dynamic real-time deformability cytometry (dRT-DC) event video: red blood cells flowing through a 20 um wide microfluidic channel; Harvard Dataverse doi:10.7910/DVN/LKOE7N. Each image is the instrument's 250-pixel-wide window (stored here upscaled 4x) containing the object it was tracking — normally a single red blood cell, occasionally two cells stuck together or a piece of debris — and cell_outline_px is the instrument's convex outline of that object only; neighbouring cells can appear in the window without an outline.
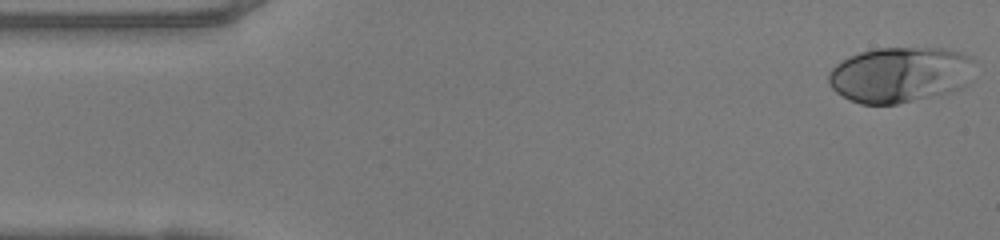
{"species": "human", "species_latin": "Homo sapiens", "temperature_condition": "warm", "stored_images_in_passage": 48, "camera_frame_rate_fps": 3000, "um_per_image_px": 0.085, "donor": {"sex": "female"}, "frame": {"image": 1, "passage_image": 1, "time_ms": 0.0, "image_size_px": [1000, 240], "cell_outline_px": [[976, 60], [964, 88], [948, 92], [896, 104], [860, 104], [836, 92], [832, 88], [828, 80], [828, 72], [840, 60], [860, 52], [876, 48], [944, 48], [960, 52]], "centroid_in_image_um": [76.49, 6.33], "position_along_channel_um": 8.5, "area_um2": 47.28}}
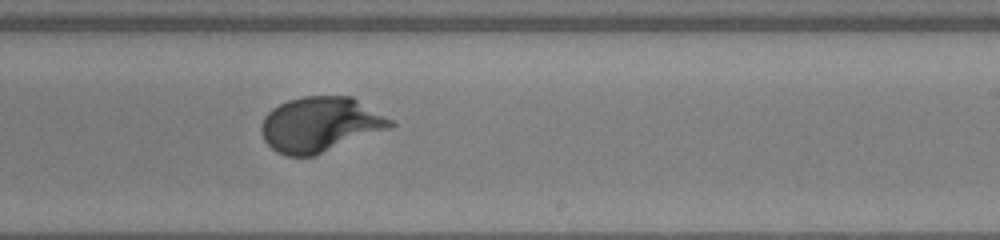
{"frame": {"image": 2, "passage_image": 28, "time_ms": 9.0, "image_size_px": [1000, 240], "cell_outline_px": [[396, 124], [392, 128], [312, 156], [288, 156], [276, 152], [264, 140], [260, 128], [260, 124], [264, 116], [272, 108], [288, 100], [304, 96], [352, 96], [392, 120]], "centroid_in_image_um": [27.21, 10.57], "position_along_channel_um": 261.8, "area_um2": 41.33}}
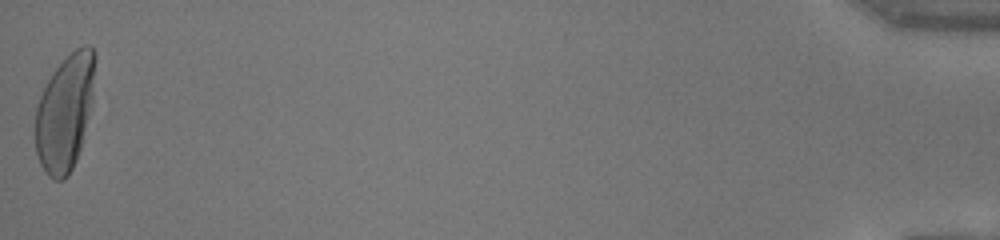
{"frame": {"image": 3, "passage_image": 48, "time_ms": 15.667, "image_size_px": [1000, 240], "cell_outline_px": [[96, 56], [92, 100], [80, 148], [76, 160], [68, 176], [64, 180], [56, 180], [48, 176], [40, 164], [36, 152], [36, 108], [40, 96], [48, 80], [56, 68], [76, 48], [84, 44], [88, 44], [96, 52]], "centroid_in_image_um": [5.53, 9.55], "position_along_channel_um": 429.7, "area_um2": 40.0}, "authors_computed_cell_mechanics": {"area_um2": 40.8357, "velocity_mm_per_s": 4.1223, "shape_relaxation_time_tau1_ms": 3.4894, "shape_relaxation_time_tau2_ms": null, "deformation_change_tau1": 0.2275, "deformation_change_tau2": null}}